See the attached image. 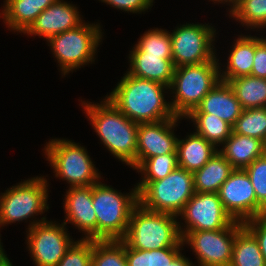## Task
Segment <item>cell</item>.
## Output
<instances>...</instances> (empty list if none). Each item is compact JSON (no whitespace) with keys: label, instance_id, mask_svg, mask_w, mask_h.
I'll return each instance as SVG.
<instances>
[{"label":"cell","instance_id":"obj_1","mask_svg":"<svg viewBox=\"0 0 266 266\" xmlns=\"http://www.w3.org/2000/svg\"><path fill=\"white\" fill-rule=\"evenodd\" d=\"M169 87L138 78L127 72L106 98L128 119L136 123H155L176 118L170 102L165 99Z\"/></svg>","mask_w":266,"mask_h":266},{"label":"cell","instance_id":"obj_2","mask_svg":"<svg viewBox=\"0 0 266 266\" xmlns=\"http://www.w3.org/2000/svg\"><path fill=\"white\" fill-rule=\"evenodd\" d=\"M81 106L101 143L119 161L137 168V129L139 124L128 119L106 97L99 103L82 101Z\"/></svg>","mask_w":266,"mask_h":266},{"label":"cell","instance_id":"obj_3","mask_svg":"<svg viewBox=\"0 0 266 266\" xmlns=\"http://www.w3.org/2000/svg\"><path fill=\"white\" fill-rule=\"evenodd\" d=\"M177 218L147 210L138 203L131 212L127 233L122 240L137 250L183 247Z\"/></svg>","mask_w":266,"mask_h":266},{"label":"cell","instance_id":"obj_4","mask_svg":"<svg viewBox=\"0 0 266 266\" xmlns=\"http://www.w3.org/2000/svg\"><path fill=\"white\" fill-rule=\"evenodd\" d=\"M92 203L97 218V240H122L130 215L138 204L136 186L127 194L101 181L92 185Z\"/></svg>","mask_w":266,"mask_h":266},{"label":"cell","instance_id":"obj_5","mask_svg":"<svg viewBox=\"0 0 266 266\" xmlns=\"http://www.w3.org/2000/svg\"><path fill=\"white\" fill-rule=\"evenodd\" d=\"M219 59L175 68L170 106L176 117L185 118L196 109L204 96L221 80Z\"/></svg>","mask_w":266,"mask_h":266},{"label":"cell","instance_id":"obj_6","mask_svg":"<svg viewBox=\"0 0 266 266\" xmlns=\"http://www.w3.org/2000/svg\"><path fill=\"white\" fill-rule=\"evenodd\" d=\"M145 209L177 216L195 193L193 172L177 167L165 178L134 185Z\"/></svg>","mask_w":266,"mask_h":266},{"label":"cell","instance_id":"obj_7","mask_svg":"<svg viewBox=\"0 0 266 266\" xmlns=\"http://www.w3.org/2000/svg\"><path fill=\"white\" fill-rule=\"evenodd\" d=\"M100 23H83L79 27L56 34L47 42L65 76L84 65L92 64L102 40Z\"/></svg>","mask_w":266,"mask_h":266},{"label":"cell","instance_id":"obj_8","mask_svg":"<svg viewBox=\"0 0 266 266\" xmlns=\"http://www.w3.org/2000/svg\"><path fill=\"white\" fill-rule=\"evenodd\" d=\"M43 150L55 177L65 180L69 187L90 186L100 181L101 174L86 148L79 143L54 138Z\"/></svg>","mask_w":266,"mask_h":266},{"label":"cell","instance_id":"obj_9","mask_svg":"<svg viewBox=\"0 0 266 266\" xmlns=\"http://www.w3.org/2000/svg\"><path fill=\"white\" fill-rule=\"evenodd\" d=\"M37 176L17 183L0 195V228L42 215L49 209L48 183Z\"/></svg>","mask_w":266,"mask_h":266},{"label":"cell","instance_id":"obj_10","mask_svg":"<svg viewBox=\"0 0 266 266\" xmlns=\"http://www.w3.org/2000/svg\"><path fill=\"white\" fill-rule=\"evenodd\" d=\"M216 34L214 26L206 23H186L170 32L175 68L214 61L217 58L213 45Z\"/></svg>","mask_w":266,"mask_h":266},{"label":"cell","instance_id":"obj_11","mask_svg":"<svg viewBox=\"0 0 266 266\" xmlns=\"http://www.w3.org/2000/svg\"><path fill=\"white\" fill-rule=\"evenodd\" d=\"M27 248L36 266H56L75 242L64 223L48 221L46 217L30 221Z\"/></svg>","mask_w":266,"mask_h":266},{"label":"cell","instance_id":"obj_12","mask_svg":"<svg viewBox=\"0 0 266 266\" xmlns=\"http://www.w3.org/2000/svg\"><path fill=\"white\" fill-rule=\"evenodd\" d=\"M243 226L235 220L224 229L190 231L182 242L193 250L198 266H230L236 234Z\"/></svg>","mask_w":266,"mask_h":266},{"label":"cell","instance_id":"obj_13","mask_svg":"<svg viewBox=\"0 0 266 266\" xmlns=\"http://www.w3.org/2000/svg\"><path fill=\"white\" fill-rule=\"evenodd\" d=\"M185 220L184 228L178 222L183 237L190 231L219 230L230 226L235 220L225 210L218 193L195 192L178 217Z\"/></svg>","mask_w":266,"mask_h":266},{"label":"cell","instance_id":"obj_14","mask_svg":"<svg viewBox=\"0 0 266 266\" xmlns=\"http://www.w3.org/2000/svg\"><path fill=\"white\" fill-rule=\"evenodd\" d=\"M218 195L234 220L244 222L255 218L260 204L244 169H234L221 185Z\"/></svg>","mask_w":266,"mask_h":266},{"label":"cell","instance_id":"obj_15","mask_svg":"<svg viewBox=\"0 0 266 266\" xmlns=\"http://www.w3.org/2000/svg\"><path fill=\"white\" fill-rule=\"evenodd\" d=\"M176 117L155 123H139L137 129V167L147 158L177 153V136L174 133ZM174 128V129H173Z\"/></svg>","mask_w":266,"mask_h":266},{"label":"cell","instance_id":"obj_16","mask_svg":"<svg viewBox=\"0 0 266 266\" xmlns=\"http://www.w3.org/2000/svg\"><path fill=\"white\" fill-rule=\"evenodd\" d=\"M79 13L78 8L72 3L58 0L42 11L24 34L37 35L47 41L56 34L82 25L85 20L81 19Z\"/></svg>","mask_w":266,"mask_h":266},{"label":"cell","instance_id":"obj_17","mask_svg":"<svg viewBox=\"0 0 266 266\" xmlns=\"http://www.w3.org/2000/svg\"><path fill=\"white\" fill-rule=\"evenodd\" d=\"M64 200L63 208L66 215L63 223L75 225L85 235L83 239L97 240V218L92 203V185L69 187Z\"/></svg>","mask_w":266,"mask_h":266},{"label":"cell","instance_id":"obj_18","mask_svg":"<svg viewBox=\"0 0 266 266\" xmlns=\"http://www.w3.org/2000/svg\"><path fill=\"white\" fill-rule=\"evenodd\" d=\"M128 58L129 75L170 86L175 70L172 55L146 54L135 44Z\"/></svg>","mask_w":266,"mask_h":266},{"label":"cell","instance_id":"obj_19","mask_svg":"<svg viewBox=\"0 0 266 266\" xmlns=\"http://www.w3.org/2000/svg\"><path fill=\"white\" fill-rule=\"evenodd\" d=\"M242 111L233 89L228 82L220 80L191 113L214 114L233 126Z\"/></svg>","mask_w":266,"mask_h":266},{"label":"cell","instance_id":"obj_20","mask_svg":"<svg viewBox=\"0 0 266 266\" xmlns=\"http://www.w3.org/2000/svg\"><path fill=\"white\" fill-rule=\"evenodd\" d=\"M58 0H5L0 13L6 27L24 33L37 16Z\"/></svg>","mask_w":266,"mask_h":266},{"label":"cell","instance_id":"obj_21","mask_svg":"<svg viewBox=\"0 0 266 266\" xmlns=\"http://www.w3.org/2000/svg\"><path fill=\"white\" fill-rule=\"evenodd\" d=\"M218 152L231 164L233 169H245L255 159L265 154L263 141L233 133Z\"/></svg>","mask_w":266,"mask_h":266},{"label":"cell","instance_id":"obj_22","mask_svg":"<svg viewBox=\"0 0 266 266\" xmlns=\"http://www.w3.org/2000/svg\"><path fill=\"white\" fill-rule=\"evenodd\" d=\"M178 167L195 172L201 169L218 151L212 143L196 132L186 139H177Z\"/></svg>","mask_w":266,"mask_h":266},{"label":"cell","instance_id":"obj_23","mask_svg":"<svg viewBox=\"0 0 266 266\" xmlns=\"http://www.w3.org/2000/svg\"><path fill=\"white\" fill-rule=\"evenodd\" d=\"M230 48L227 67L223 71L220 68V79L228 82L242 76L251 75L253 59L255 55V36L239 35ZM222 71V72H221Z\"/></svg>","mask_w":266,"mask_h":266},{"label":"cell","instance_id":"obj_24","mask_svg":"<svg viewBox=\"0 0 266 266\" xmlns=\"http://www.w3.org/2000/svg\"><path fill=\"white\" fill-rule=\"evenodd\" d=\"M233 170L231 164L217 151L201 169L193 172L195 192L218 193Z\"/></svg>","mask_w":266,"mask_h":266},{"label":"cell","instance_id":"obj_25","mask_svg":"<svg viewBox=\"0 0 266 266\" xmlns=\"http://www.w3.org/2000/svg\"><path fill=\"white\" fill-rule=\"evenodd\" d=\"M243 109L266 107V78L251 75L228 81Z\"/></svg>","mask_w":266,"mask_h":266},{"label":"cell","instance_id":"obj_26","mask_svg":"<svg viewBox=\"0 0 266 266\" xmlns=\"http://www.w3.org/2000/svg\"><path fill=\"white\" fill-rule=\"evenodd\" d=\"M185 119L191 120L196 133L216 148L223 145L233 132V127L214 114L190 113Z\"/></svg>","mask_w":266,"mask_h":266},{"label":"cell","instance_id":"obj_27","mask_svg":"<svg viewBox=\"0 0 266 266\" xmlns=\"http://www.w3.org/2000/svg\"><path fill=\"white\" fill-rule=\"evenodd\" d=\"M230 266H266L258 241L245 226L236 234Z\"/></svg>","mask_w":266,"mask_h":266},{"label":"cell","instance_id":"obj_28","mask_svg":"<svg viewBox=\"0 0 266 266\" xmlns=\"http://www.w3.org/2000/svg\"><path fill=\"white\" fill-rule=\"evenodd\" d=\"M229 15L249 29L266 27V0H235Z\"/></svg>","mask_w":266,"mask_h":266},{"label":"cell","instance_id":"obj_29","mask_svg":"<svg viewBox=\"0 0 266 266\" xmlns=\"http://www.w3.org/2000/svg\"><path fill=\"white\" fill-rule=\"evenodd\" d=\"M181 250L183 247L137 250L125 243L127 266H168L181 254Z\"/></svg>","mask_w":266,"mask_h":266},{"label":"cell","instance_id":"obj_30","mask_svg":"<svg viewBox=\"0 0 266 266\" xmlns=\"http://www.w3.org/2000/svg\"><path fill=\"white\" fill-rule=\"evenodd\" d=\"M91 266H127L123 240H92Z\"/></svg>","mask_w":266,"mask_h":266},{"label":"cell","instance_id":"obj_31","mask_svg":"<svg viewBox=\"0 0 266 266\" xmlns=\"http://www.w3.org/2000/svg\"><path fill=\"white\" fill-rule=\"evenodd\" d=\"M233 127V133L266 141V107L243 109Z\"/></svg>","mask_w":266,"mask_h":266},{"label":"cell","instance_id":"obj_32","mask_svg":"<svg viewBox=\"0 0 266 266\" xmlns=\"http://www.w3.org/2000/svg\"><path fill=\"white\" fill-rule=\"evenodd\" d=\"M177 167V153H169L147 158L135 170L144 175L140 181H156L165 178Z\"/></svg>","mask_w":266,"mask_h":266},{"label":"cell","instance_id":"obj_33","mask_svg":"<svg viewBox=\"0 0 266 266\" xmlns=\"http://www.w3.org/2000/svg\"><path fill=\"white\" fill-rule=\"evenodd\" d=\"M136 45L146 54L172 55L170 32L154 28L144 32Z\"/></svg>","mask_w":266,"mask_h":266},{"label":"cell","instance_id":"obj_34","mask_svg":"<svg viewBox=\"0 0 266 266\" xmlns=\"http://www.w3.org/2000/svg\"><path fill=\"white\" fill-rule=\"evenodd\" d=\"M92 240L83 239L75 241L67 250L56 266H91Z\"/></svg>","mask_w":266,"mask_h":266},{"label":"cell","instance_id":"obj_35","mask_svg":"<svg viewBox=\"0 0 266 266\" xmlns=\"http://www.w3.org/2000/svg\"><path fill=\"white\" fill-rule=\"evenodd\" d=\"M244 170L250 178L257 202L261 204L266 198V154L255 159Z\"/></svg>","mask_w":266,"mask_h":266},{"label":"cell","instance_id":"obj_36","mask_svg":"<svg viewBox=\"0 0 266 266\" xmlns=\"http://www.w3.org/2000/svg\"><path fill=\"white\" fill-rule=\"evenodd\" d=\"M251 76L266 78V37L255 36V55Z\"/></svg>","mask_w":266,"mask_h":266},{"label":"cell","instance_id":"obj_37","mask_svg":"<svg viewBox=\"0 0 266 266\" xmlns=\"http://www.w3.org/2000/svg\"><path fill=\"white\" fill-rule=\"evenodd\" d=\"M107 5H111L119 10L125 12L138 13L151 9L154 0H99Z\"/></svg>","mask_w":266,"mask_h":266},{"label":"cell","instance_id":"obj_38","mask_svg":"<svg viewBox=\"0 0 266 266\" xmlns=\"http://www.w3.org/2000/svg\"><path fill=\"white\" fill-rule=\"evenodd\" d=\"M243 225L258 241L261 253L266 261V221L258 218H252L244 221Z\"/></svg>","mask_w":266,"mask_h":266},{"label":"cell","instance_id":"obj_39","mask_svg":"<svg viewBox=\"0 0 266 266\" xmlns=\"http://www.w3.org/2000/svg\"><path fill=\"white\" fill-rule=\"evenodd\" d=\"M192 261L186 258L182 253L168 266H194Z\"/></svg>","mask_w":266,"mask_h":266},{"label":"cell","instance_id":"obj_40","mask_svg":"<svg viewBox=\"0 0 266 266\" xmlns=\"http://www.w3.org/2000/svg\"><path fill=\"white\" fill-rule=\"evenodd\" d=\"M255 218L261 219L266 221V198L265 200L259 205L258 212Z\"/></svg>","mask_w":266,"mask_h":266},{"label":"cell","instance_id":"obj_41","mask_svg":"<svg viewBox=\"0 0 266 266\" xmlns=\"http://www.w3.org/2000/svg\"><path fill=\"white\" fill-rule=\"evenodd\" d=\"M0 266H13V264L6 255L2 260H0Z\"/></svg>","mask_w":266,"mask_h":266},{"label":"cell","instance_id":"obj_42","mask_svg":"<svg viewBox=\"0 0 266 266\" xmlns=\"http://www.w3.org/2000/svg\"><path fill=\"white\" fill-rule=\"evenodd\" d=\"M210 1H213L214 3H217V2H219V3H223V4L226 3L227 5H228V4H229V5L231 4V5H230V7H231V6L233 5V3H234L235 0H210ZM227 2H228V3H227Z\"/></svg>","mask_w":266,"mask_h":266},{"label":"cell","instance_id":"obj_43","mask_svg":"<svg viewBox=\"0 0 266 266\" xmlns=\"http://www.w3.org/2000/svg\"><path fill=\"white\" fill-rule=\"evenodd\" d=\"M1 244L2 243H1V238H0V260H2L7 255V254L4 253L5 252L4 251L5 249H3V246Z\"/></svg>","mask_w":266,"mask_h":266}]
</instances>
